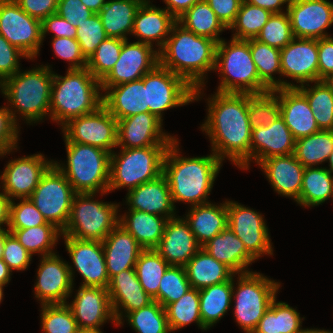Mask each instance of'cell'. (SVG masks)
Instances as JSON below:
<instances>
[{"mask_svg":"<svg viewBox=\"0 0 333 333\" xmlns=\"http://www.w3.org/2000/svg\"><path fill=\"white\" fill-rule=\"evenodd\" d=\"M209 102L208 117L201 129L222 161L229 157L242 169L251 161L252 129L248 120V93L217 92Z\"/></svg>","mask_w":333,"mask_h":333,"instance_id":"1","label":"cell"},{"mask_svg":"<svg viewBox=\"0 0 333 333\" xmlns=\"http://www.w3.org/2000/svg\"><path fill=\"white\" fill-rule=\"evenodd\" d=\"M171 35L159 51V64L182 77L193 89L194 100L201 94L206 71L215 69L217 42L187 30L176 21Z\"/></svg>","mask_w":333,"mask_h":333,"instance_id":"2","label":"cell"},{"mask_svg":"<svg viewBox=\"0 0 333 333\" xmlns=\"http://www.w3.org/2000/svg\"><path fill=\"white\" fill-rule=\"evenodd\" d=\"M177 143L175 139L169 145L163 161V174L168 180L173 204L176 201L189 202L192 206L210 203L206 198L222 161L214 153L206 157H180Z\"/></svg>","mask_w":333,"mask_h":333,"instance_id":"3","label":"cell"},{"mask_svg":"<svg viewBox=\"0 0 333 333\" xmlns=\"http://www.w3.org/2000/svg\"><path fill=\"white\" fill-rule=\"evenodd\" d=\"M101 83L87 69H68L66 76L54 74L50 117L66 124L70 119L95 112L102 106Z\"/></svg>","mask_w":333,"mask_h":333,"instance_id":"4","label":"cell"},{"mask_svg":"<svg viewBox=\"0 0 333 333\" xmlns=\"http://www.w3.org/2000/svg\"><path fill=\"white\" fill-rule=\"evenodd\" d=\"M217 43L215 69L222 74L217 92L262 94L271 91L259 78L250 51V39Z\"/></svg>","mask_w":333,"mask_h":333,"instance_id":"5","label":"cell"},{"mask_svg":"<svg viewBox=\"0 0 333 333\" xmlns=\"http://www.w3.org/2000/svg\"><path fill=\"white\" fill-rule=\"evenodd\" d=\"M53 78L49 66L18 71L1 83V90L28 123H35L50 112Z\"/></svg>","mask_w":333,"mask_h":333,"instance_id":"6","label":"cell"},{"mask_svg":"<svg viewBox=\"0 0 333 333\" xmlns=\"http://www.w3.org/2000/svg\"><path fill=\"white\" fill-rule=\"evenodd\" d=\"M67 168L54 163L76 193L108 192L111 153L101 148L69 142L66 138ZM99 189V190H98Z\"/></svg>","mask_w":333,"mask_h":333,"instance_id":"7","label":"cell"},{"mask_svg":"<svg viewBox=\"0 0 333 333\" xmlns=\"http://www.w3.org/2000/svg\"><path fill=\"white\" fill-rule=\"evenodd\" d=\"M168 147L122 148L111 153L108 192L128 187V191L163 174V161Z\"/></svg>","mask_w":333,"mask_h":333,"instance_id":"8","label":"cell"},{"mask_svg":"<svg viewBox=\"0 0 333 333\" xmlns=\"http://www.w3.org/2000/svg\"><path fill=\"white\" fill-rule=\"evenodd\" d=\"M95 193H76L63 236L103 241L119 224L117 204L91 199ZM93 200V201H92Z\"/></svg>","mask_w":333,"mask_h":333,"instance_id":"9","label":"cell"},{"mask_svg":"<svg viewBox=\"0 0 333 333\" xmlns=\"http://www.w3.org/2000/svg\"><path fill=\"white\" fill-rule=\"evenodd\" d=\"M280 284L262 274L248 272L239 275L235 292V317L246 333H252L269 308Z\"/></svg>","mask_w":333,"mask_h":333,"instance_id":"10","label":"cell"},{"mask_svg":"<svg viewBox=\"0 0 333 333\" xmlns=\"http://www.w3.org/2000/svg\"><path fill=\"white\" fill-rule=\"evenodd\" d=\"M75 194L65 175L53 163L29 199L47 222L63 231L69 220Z\"/></svg>","mask_w":333,"mask_h":333,"instance_id":"11","label":"cell"},{"mask_svg":"<svg viewBox=\"0 0 333 333\" xmlns=\"http://www.w3.org/2000/svg\"><path fill=\"white\" fill-rule=\"evenodd\" d=\"M149 113L162 120L161 112L194 101V89L180 76L158 64L144 75Z\"/></svg>","mask_w":333,"mask_h":333,"instance_id":"12","label":"cell"},{"mask_svg":"<svg viewBox=\"0 0 333 333\" xmlns=\"http://www.w3.org/2000/svg\"><path fill=\"white\" fill-rule=\"evenodd\" d=\"M0 34L33 59L43 41L42 22L29 16L14 0H0Z\"/></svg>","mask_w":333,"mask_h":333,"instance_id":"13","label":"cell"},{"mask_svg":"<svg viewBox=\"0 0 333 333\" xmlns=\"http://www.w3.org/2000/svg\"><path fill=\"white\" fill-rule=\"evenodd\" d=\"M62 127L69 142L95 146L109 153L117 146V119L103 105L93 113L70 119Z\"/></svg>","mask_w":333,"mask_h":333,"instance_id":"14","label":"cell"},{"mask_svg":"<svg viewBox=\"0 0 333 333\" xmlns=\"http://www.w3.org/2000/svg\"><path fill=\"white\" fill-rule=\"evenodd\" d=\"M159 64V51L139 41L124 40L118 61L100 82L101 87H112L141 79Z\"/></svg>","mask_w":333,"mask_h":333,"instance_id":"15","label":"cell"},{"mask_svg":"<svg viewBox=\"0 0 333 333\" xmlns=\"http://www.w3.org/2000/svg\"><path fill=\"white\" fill-rule=\"evenodd\" d=\"M227 212L228 227L255 259L266 253L273 255L268 228L261 214L233 201H227Z\"/></svg>","mask_w":333,"mask_h":333,"instance_id":"16","label":"cell"},{"mask_svg":"<svg viewBox=\"0 0 333 333\" xmlns=\"http://www.w3.org/2000/svg\"><path fill=\"white\" fill-rule=\"evenodd\" d=\"M286 11L297 38L321 39L333 23V4L327 0H289Z\"/></svg>","mask_w":333,"mask_h":333,"instance_id":"17","label":"cell"},{"mask_svg":"<svg viewBox=\"0 0 333 333\" xmlns=\"http://www.w3.org/2000/svg\"><path fill=\"white\" fill-rule=\"evenodd\" d=\"M162 121L144 112L117 120V146L122 148L169 147L175 140L162 132Z\"/></svg>","mask_w":333,"mask_h":333,"instance_id":"18","label":"cell"},{"mask_svg":"<svg viewBox=\"0 0 333 333\" xmlns=\"http://www.w3.org/2000/svg\"><path fill=\"white\" fill-rule=\"evenodd\" d=\"M75 268L82 275V286L108 288L110 279L101 241L63 236Z\"/></svg>","mask_w":333,"mask_h":333,"instance_id":"19","label":"cell"},{"mask_svg":"<svg viewBox=\"0 0 333 333\" xmlns=\"http://www.w3.org/2000/svg\"><path fill=\"white\" fill-rule=\"evenodd\" d=\"M37 272L35 293L42 305L67 304L66 298L72 292L73 270L56 254L42 256Z\"/></svg>","mask_w":333,"mask_h":333,"instance_id":"20","label":"cell"},{"mask_svg":"<svg viewBox=\"0 0 333 333\" xmlns=\"http://www.w3.org/2000/svg\"><path fill=\"white\" fill-rule=\"evenodd\" d=\"M54 162L35 154L8 162L0 176L4 193L9 199L29 198L38 186L41 177ZM12 197V198H10Z\"/></svg>","mask_w":333,"mask_h":333,"instance_id":"21","label":"cell"},{"mask_svg":"<svg viewBox=\"0 0 333 333\" xmlns=\"http://www.w3.org/2000/svg\"><path fill=\"white\" fill-rule=\"evenodd\" d=\"M281 75L297 83L318 81V39L297 38L280 50Z\"/></svg>","mask_w":333,"mask_h":333,"instance_id":"22","label":"cell"},{"mask_svg":"<svg viewBox=\"0 0 333 333\" xmlns=\"http://www.w3.org/2000/svg\"><path fill=\"white\" fill-rule=\"evenodd\" d=\"M67 305L79 328L99 329L107 319L116 322L107 288L81 285L73 302Z\"/></svg>","mask_w":333,"mask_h":333,"instance_id":"23","label":"cell"},{"mask_svg":"<svg viewBox=\"0 0 333 333\" xmlns=\"http://www.w3.org/2000/svg\"><path fill=\"white\" fill-rule=\"evenodd\" d=\"M154 249L169 265L185 266L201 246L185 219L172 218L167 221L164 234Z\"/></svg>","mask_w":333,"mask_h":333,"instance_id":"24","label":"cell"},{"mask_svg":"<svg viewBox=\"0 0 333 333\" xmlns=\"http://www.w3.org/2000/svg\"><path fill=\"white\" fill-rule=\"evenodd\" d=\"M296 139L281 115L268 126L252 129L251 158L258 164L269 157L293 154Z\"/></svg>","mask_w":333,"mask_h":333,"instance_id":"25","label":"cell"},{"mask_svg":"<svg viewBox=\"0 0 333 333\" xmlns=\"http://www.w3.org/2000/svg\"><path fill=\"white\" fill-rule=\"evenodd\" d=\"M281 117L297 140L320 131L306 97L296 87L275 89Z\"/></svg>","mask_w":333,"mask_h":333,"instance_id":"26","label":"cell"},{"mask_svg":"<svg viewBox=\"0 0 333 333\" xmlns=\"http://www.w3.org/2000/svg\"><path fill=\"white\" fill-rule=\"evenodd\" d=\"M108 293L112 305L116 325L122 324V311L119 306L128 314L134 310L147 306L153 301L140 284L135 268L126 269L114 275L108 285Z\"/></svg>","mask_w":333,"mask_h":333,"instance_id":"27","label":"cell"},{"mask_svg":"<svg viewBox=\"0 0 333 333\" xmlns=\"http://www.w3.org/2000/svg\"><path fill=\"white\" fill-rule=\"evenodd\" d=\"M127 195L129 210H139L159 216L164 214L168 219L175 218V206L164 174L135 187Z\"/></svg>","mask_w":333,"mask_h":333,"instance_id":"28","label":"cell"},{"mask_svg":"<svg viewBox=\"0 0 333 333\" xmlns=\"http://www.w3.org/2000/svg\"><path fill=\"white\" fill-rule=\"evenodd\" d=\"M101 90H107L102 97V105L117 120L149 112L147 86H144V76L139 80L117 86L101 87Z\"/></svg>","mask_w":333,"mask_h":333,"instance_id":"29","label":"cell"},{"mask_svg":"<svg viewBox=\"0 0 333 333\" xmlns=\"http://www.w3.org/2000/svg\"><path fill=\"white\" fill-rule=\"evenodd\" d=\"M258 165L262 167L277 193L293 197L296 202L299 200L305 167L296 159L294 153L272 156Z\"/></svg>","mask_w":333,"mask_h":333,"instance_id":"30","label":"cell"},{"mask_svg":"<svg viewBox=\"0 0 333 333\" xmlns=\"http://www.w3.org/2000/svg\"><path fill=\"white\" fill-rule=\"evenodd\" d=\"M102 245L109 279L123 270L134 268L144 250L119 224L102 241Z\"/></svg>","mask_w":333,"mask_h":333,"instance_id":"31","label":"cell"},{"mask_svg":"<svg viewBox=\"0 0 333 333\" xmlns=\"http://www.w3.org/2000/svg\"><path fill=\"white\" fill-rule=\"evenodd\" d=\"M150 1L145 0L139 7L132 33L140 37L139 42L152 45V41H158L160 49L166 43L173 24L177 21L166 9L150 6ZM160 40V41H159Z\"/></svg>","mask_w":333,"mask_h":333,"instance_id":"32","label":"cell"},{"mask_svg":"<svg viewBox=\"0 0 333 333\" xmlns=\"http://www.w3.org/2000/svg\"><path fill=\"white\" fill-rule=\"evenodd\" d=\"M202 248L218 262L224 263L235 274L250 272L246 270V267L256 260L229 227L214 236Z\"/></svg>","mask_w":333,"mask_h":333,"instance_id":"33","label":"cell"},{"mask_svg":"<svg viewBox=\"0 0 333 333\" xmlns=\"http://www.w3.org/2000/svg\"><path fill=\"white\" fill-rule=\"evenodd\" d=\"M185 221L202 247L228 227L227 201L219 206L211 203L192 206Z\"/></svg>","mask_w":333,"mask_h":333,"instance_id":"34","label":"cell"},{"mask_svg":"<svg viewBox=\"0 0 333 333\" xmlns=\"http://www.w3.org/2000/svg\"><path fill=\"white\" fill-rule=\"evenodd\" d=\"M184 267L191 287L198 290L229 281L235 274L224 263L214 259L202 247Z\"/></svg>","mask_w":333,"mask_h":333,"instance_id":"35","label":"cell"},{"mask_svg":"<svg viewBox=\"0 0 333 333\" xmlns=\"http://www.w3.org/2000/svg\"><path fill=\"white\" fill-rule=\"evenodd\" d=\"M145 0H108L99 11L108 37L126 40L132 34L136 13Z\"/></svg>","mask_w":333,"mask_h":333,"instance_id":"36","label":"cell"},{"mask_svg":"<svg viewBox=\"0 0 333 333\" xmlns=\"http://www.w3.org/2000/svg\"><path fill=\"white\" fill-rule=\"evenodd\" d=\"M119 225L129 232L144 249H154L161 240L168 218L139 210H129Z\"/></svg>","mask_w":333,"mask_h":333,"instance_id":"37","label":"cell"},{"mask_svg":"<svg viewBox=\"0 0 333 333\" xmlns=\"http://www.w3.org/2000/svg\"><path fill=\"white\" fill-rule=\"evenodd\" d=\"M233 289L232 277L229 281L198 290L201 320L206 329L212 327L228 311L234 295Z\"/></svg>","mask_w":333,"mask_h":333,"instance_id":"38","label":"cell"},{"mask_svg":"<svg viewBox=\"0 0 333 333\" xmlns=\"http://www.w3.org/2000/svg\"><path fill=\"white\" fill-rule=\"evenodd\" d=\"M272 300L252 333H302L300 313L285 302Z\"/></svg>","mask_w":333,"mask_h":333,"instance_id":"39","label":"cell"},{"mask_svg":"<svg viewBox=\"0 0 333 333\" xmlns=\"http://www.w3.org/2000/svg\"><path fill=\"white\" fill-rule=\"evenodd\" d=\"M250 51L260 80L272 91L278 88L297 87L282 80H275L273 73L281 74L280 49L271 47L255 38L250 39Z\"/></svg>","mask_w":333,"mask_h":333,"instance_id":"40","label":"cell"},{"mask_svg":"<svg viewBox=\"0 0 333 333\" xmlns=\"http://www.w3.org/2000/svg\"><path fill=\"white\" fill-rule=\"evenodd\" d=\"M177 21L196 35L211 38L217 43L222 40L219 33L227 29L205 0L195 3Z\"/></svg>","mask_w":333,"mask_h":333,"instance_id":"41","label":"cell"},{"mask_svg":"<svg viewBox=\"0 0 333 333\" xmlns=\"http://www.w3.org/2000/svg\"><path fill=\"white\" fill-rule=\"evenodd\" d=\"M333 198V176L326 168H305L297 201L302 206H316Z\"/></svg>","mask_w":333,"mask_h":333,"instance_id":"42","label":"cell"},{"mask_svg":"<svg viewBox=\"0 0 333 333\" xmlns=\"http://www.w3.org/2000/svg\"><path fill=\"white\" fill-rule=\"evenodd\" d=\"M333 152V130L317 133L296 140L294 155L305 167H313L327 161Z\"/></svg>","mask_w":333,"mask_h":333,"instance_id":"43","label":"cell"},{"mask_svg":"<svg viewBox=\"0 0 333 333\" xmlns=\"http://www.w3.org/2000/svg\"><path fill=\"white\" fill-rule=\"evenodd\" d=\"M169 266L155 249H144L135 264V272L144 291L157 302L159 284Z\"/></svg>","mask_w":333,"mask_h":333,"instance_id":"44","label":"cell"},{"mask_svg":"<svg viewBox=\"0 0 333 333\" xmlns=\"http://www.w3.org/2000/svg\"><path fill=\"white\" fill-rule=\"evenodd\" d=\"M308 88L299 85L296 88L306 97L320 130H333V91L324 80L316 81Z\"/></svg>","mask_w":333,"mask_h":333,"instance_id":"45","label":"cell"},{"mask_svg":"<svg viewBox=\"0 0 333 333\" xmlns=\"http://www.w3.org/2000/svg\"><path fill=\"white\" fill-rule=\"evenodd\" d=\"M20 244L31 254L41 253L42 256L55 254L52 248L62 231L55 225L47 222L44 225L26 229H8Z\"/></svg>","mask_w":333,"mask_h":333,"instance_id":"46","label":"cell"},{"mask_svg":"<svg viewBox=\"0 0 333 333\" xmlns=\"http://www.w3.org/2000/svg\"><path fill=\"white\" fill-rule=\"evenodd\" d=\"M199 305V292L195 288L189 289L180 299L169 304L165 310L171 332L189 325L193 321L201 329L206 330L201 320Z\"/></svg>","mask_w":333,"mask_h":333,"instance_id":"47","label":"cell"},{"mask_svg":"<svg viewBox=\"0 0 333 333\" xmlns=\"http://www.w3.org/2000/svg\"><path fill=\"white\" fill-rule=\"evenodd\" d=\"M138 333H169L171 332L165 308L153 300L147 306L125 315Z\"/></svg>","mask_w":333,"mask_h":333,"instance_id":"48","label":"cell"},{"mask_svg":"<svg viewBox=\"0 0 333 333\" xmlns=\"http://www.w3.org/2000/svg\"><path fill=\"white\" fill-rule=\"evenodd\" d=\"M271 15L270 11L243 0L235 21L229 28L237 29L233 39L248 40L256 38Z\"/></svg>","mask_w":333,"mask_h":333,"instance_id":"49","label":"cell"},{"mask_svg":"<svg viewBox=\"0 0 333 333\" xmlns=\"http://www.w3.org/2000/svg\"><path fill=\"white\" fill-rule=\"evenodd\" d=\"M281 115L275 90L262 94H248V120L251 129L268 126Z\"/></svg>","mask_w":333,"mask_h":333,"instance_id":"50","label":"cell"},{"mask_svg":"<svg viewBox=\"0 0 333 333\" xmlns=\"http://www.w3.org/2000/svg\"><path fill=\"white\" fill-rule=\"evenodd\" d=\"M124 40L107 37L103 40L96 51L87 60V69L100 82L113 69L118 61Z\"/></svg>","mask_w":333,"mask_h":333,"instance_id":"51","label":"cell"},{"mask_svg":"<svg viewBox=\"0 0 333 333\" xmlns=\"http://www.w3.org/2000/svg\"><path fill=\"white\" fill-rule=\"evenodd\" d=\"M191 288L185 267L170 265L159 284L158 302L166 308L169 304L180 299Z\"/></svg>","mask_w":333,"mask_h":333,"instance_id":"52","label":"cell"},{"mask_svg":"<svg viewBox=\"0 0 333 333\" xmlns=\"http://www.w3.org/2000/svg\"><path fill=\"white\" fill-rule=\"evenodd\" d=\"M255 39L280 50L289 44L294 36L287 11L272 13Z\"/></svg>","mask_w":333,"mask_h":333,"instance_id":"53","label":"cell"},{"mask_svg":"<svg viewBox=\"0 0 333 333\" xmlns=\"http://www.w3.org/2000/svg\"><path fill=\"white\" fill-rule=\"evenodd\" d=\"M41 320L44 333H76L79 329L67 304L42 305Z\"/></svg>","mask_w":333,"mask_h":333,"instance_id":"54","label":"cell"},{"mask_svg":"<svg viewBox=\"0 0 333 333\" xmlns=\"http://www.w3.org/2000/svg\"><path fill=\"white\" fill-rule=\"evenodd\" d=\"M76 29V40L80 44L82 54L88 60L98 45L108 37L99 14L92 15Z\"/></svg>","mask_w":333,"mask_h":333,"instance_id":"55","label":"cell"},{"mask_svg":"<svg viewBox=\"0 0 333 333\" xmlns=\"http://www.w3.org/2000/svg\"><path fill=\"white\" fill-rule=\"evenodd\" d=\"M46 223L41 212L29 198H21L19 204L11 200L8 229H26Z\"/></svg>","mask_w":333,"mask_h":333,"instance_id":"56","label":"cell"},{"mask_svg":"<svg viewBox=\"0 0 333 333\" xmlns=\"http://www.w3.org/2000/svg\"><path fill=\"white\" fill-rule=\"evenodd\" d=\"M32 255L19 243L17 238L9 233L5 237L2 260L7 264L8 268L12 270H25Z\"/></svg>","mask_w":333,"mask_h":333,"instance_id":"57","label":"cell"},{"mask_svg":"<svg viewBox=\"0 0 333 333\" xmlns=\"http://www.w3.org/2000/svg\"><path fill=\"white\" fill-rule=\"evenodd\" d=\"M52 45L58 57L72 62L69 69H83L87 67V59L82 54L80 44L76 39L57 37L53 38Z\"/></svg>","mask_w":333,"mask_h":333,"instance_id":"58","label":"cell"},{"mask_svg":"<svg viewBox=\"0 0 333 333\" xmlns=\"http://www.w3.org/2000/svg\"><path fill=\"white\" fill-rule=\"evenodd\" d=\"M16 117L9 107L0 108V156L11 152L17 146Z\"/></svg>","mask_w":333,"mask_h":333,"instance_id":"59","label":"cell"},{"mask_svg":"<svg viewBox=\"0 0 333 333\" xmlns=\"http://www.w3.org/2000/svg\"><path fill=\"white\" fill-rule=\"evenodd\" d=\"M19 56L27 58L22 51L11 45L8 40L0 34V88L4 80L20 70L18 62Z\"/></svg>","mask_w":333,"mask_h":333,"instance_id":"60","label":"cell"},{"mask_svg":"<svg viewBox=\"0 0 333 333\" xmlns=\"http://www.w3.org/2000/svg\"><path fill=\"white\" fill-rule=\"evenodd\" d=\"M56 13L75 28L95 14L81 0H59Z\"/></svg>","mask_w":333,"mask_h":333,"instance_id":"61","label":"cell"},{"mask_svg":"<svg viewBox=\"0 0 333 333\" xmlns=\"http://www.w3.org/2000/svg\"><path fill=\"white\" fill-rule=\"evenodd\" d=\"M29 16L41 22L57 12L59 0H14Z\"/></svg>","mask_w":333,"mask_h":333,"instance_id":"62","label":"cell"},{"mask_svg":"<svg viewBox=\"0 0 333 333\" xmlns=\"http://www.w3.org/2000/svg\"><path fill=\"white\" fill-rule=\"evenodd\" d=\"M222 24L229 29L235 21L243 0H205Z\"/></svg>","mask_w":333,"mask_h":333,"instance_id":"63","label":"cell"},{"mask_svg":"<svg viewBox=\"0 0 333 333\" xmlns=\"http://www.w3.org/2000/svg\"><path fill=\"white\" fill-rule=\"evenodd\" d=\"M54 32V37H68L76 39L77 29L68 20L59 16L57 13L49 15L42 21V38L46 32Z\"/></svg>","mask_w":333,"mask_h":333,"instance_id":"64","label":"cell"},{"mask_svg":"<svg viewBox=\"0 0 333 333\" xmlns=\"http://www.w3.org/2000/svg\"><path fill=\"white\" fill-rule=\"evenodd\" d=\"M333 74V38L318 39V81Z\"/></svg>","mask_w":333,"mask_h":333,"instance_id":"65","label":"cell"},{"mask_svg":"<svg viewBox=\"0 0 333 333\" xmlns=\"http://www.w3.org/2000/svg\"><path fill=\"white\" fill-rule=\"evenodd\" d=\"M202 0H164L167 11L177 20L182 14L190 9L195 3Z\"/></svg>","mask_w":333,"mask_h":333,"instance_id":"66","label":"cell"},{"mask_svg":"<svg viewBox=\"0 0 333 333\" xmlns=\"http://www.w3.org/2000/svg\"><path fill=\"white\" fill-rule=\"evenodd\" d=\"M245 2L261 7L271 13H283L280 8L284 3H289V0H244Z\"/></svg>","mask_w":333,"mask_h":333,"instance_id":"67","label":"cell"},{"mask_svg":"<svg viewBox=\"0 0 333 333\" xmlns=\"http://www.w3.org/2000/svg\"><path fill=\"white\" fill-rule=\"evenodd\" d=\"M11 199L3 192L0 193V228L2 224H9V213H10Z\"/></svg>","mask_w":333,"mask_h":333,"instance_id":"68","label":"cell"},{"mask_svg":"<svg viewBox=\"0 0 333 333\" xmlns=\"http://www.w3.org/2000/svg\"><path fill=\"white\" fill-rule=\"evenodd\" d=\"M93 13L98 14L102 7L106 4L105 0H81Z\"/></svg>","mask_w":333,"mask_h":333,"instance_id":"69","label":"cell"},{"mask_svg":"<svg viewBox=\"0 0 333 333\" xmlns=\"http://www.w3.org/2000/svg\"><path fill=\"white\" fill-rule=\"evenodd\" d=\"M10 272H12L7 264L2 260V258L0 259V284L5 285L8 284V282L10 281Z\"/></svg>","mask_w":333,"mask_h":333,"instance_id":"70","label":"cell"},{"mask_svg":"<svg viewBox=\"0 0 333 333\" xmlns=\"http://www.w3.org/2000/svg\"><path fill=\"white\" fill-rule=\"evenodd\" d=\"M9 230H5L3 228H0V259L2 258L3 254V247L5 242V237L9 234Z\"/></svg>","mask_w":333,"mask_h":333,"instance_id":"71","label":"cell"},{"mask_svg":"<svg viewBox=\"0 0 333 333\" xmlns=\"http://www.w3.org/2000/svg\"><path fill=\"white\" fill-rule=\"evenodd\" d=\"M76 333H102L100 329L79 328Z\"/></svg>","mask_w":333,"mask_h":333,"instance_id":"72","label":"cell"},{"mask_svg":"<svg viewBox=\"0 0 333 333\" xmlns=\"http://www.w3.org/2000/svg\"><path fill=\"white\" fill-rule=\"evenodd\" d=\"M302 333H333V331L317 330V329H305Z\"/></svg>","mask_w":333,"mask_h":333,"instance_id":"73","label":"cell"},{"mask_svg":"<svg viewBox=\"0 0 333 333\" xmlns=\"http://www.w3.org/2000/svg\"><path fill=\"white\" fill-rule=\"evenodd\" d=\"M324 81L333 91V74L329 75L326 79H324Z\"/></svg>","mask_w":333,"mask_h":333,"instance_id":"74","label":"cell"},{"mask_svg":"<svg viewBox=\"0 0 333 333\" xmlns=\"http://www.w3.org/2000/svg\"><path fill=\"white\" fill-rule=\"evenodd\" d=\"M329 160V166L330 168L327 169L331 174L333 173V152L329 155L328 159Z\"/></svg>","mask_w":333,"mask_h":333,"instance_id":"75","label":"cell"},{"mask_svg":"<svg viewBox=\"0 0 333 333\" xmlns=\"http://www.w3.org/2000/svg\"><path fill=\"white\" fill-rule=\"evenodd\" d=\"M3 286L2 284H0V303H1V300L3 299Z\"/></svg>","mask_w":333,"mask_h":333,"instance_id":"76","label":"cell"}]
</instances>
